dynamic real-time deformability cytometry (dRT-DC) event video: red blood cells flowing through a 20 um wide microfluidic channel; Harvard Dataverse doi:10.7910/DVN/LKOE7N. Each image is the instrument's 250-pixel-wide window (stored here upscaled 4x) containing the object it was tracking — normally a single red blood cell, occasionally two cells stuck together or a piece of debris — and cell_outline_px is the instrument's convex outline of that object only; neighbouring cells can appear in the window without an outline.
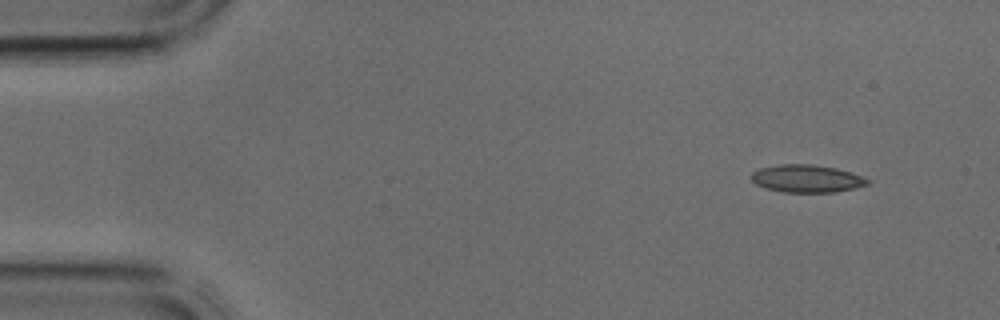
{"species": "common noctule bat (a hibernating species)", "species_latin": "Nyctalus noctula", "temperature_condition": "cold", "stored_images_in_passage": 3, "camera_frame_rate_fps": 3000, "um_per_image_px": 0.085, "animal": {"sex": "male", "body_mass_g": 17.9, "forearm_length_mm": 54.2}, "frame": {"image": 1, "passage_image": 1, "time_ms": 0.0, "image_size_px": [1000, 320], "cell_outline_px": [[872, 180], [868, 184], [856, 188], [836, 192], [784, 192], [768, 188], [756, 184], [752, 180], [752, 172], [760, 168], [780, 164], [812, 164], [836, 168]], "centroid_in_image_um": [68.59, 15.18], "position_along_channel_um": 16.4, "area_um2": 18.55}}